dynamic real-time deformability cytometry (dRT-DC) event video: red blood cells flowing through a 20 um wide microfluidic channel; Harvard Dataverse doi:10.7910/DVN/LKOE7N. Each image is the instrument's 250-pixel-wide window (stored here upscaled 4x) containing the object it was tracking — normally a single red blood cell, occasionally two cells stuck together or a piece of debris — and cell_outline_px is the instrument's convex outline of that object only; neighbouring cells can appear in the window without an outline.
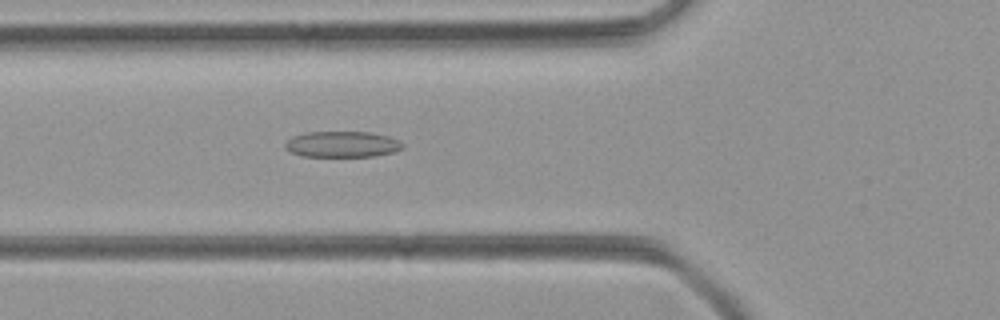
{"species": "common noctule bat (a hibernating species)", "species_latin": "Nyctalus noctula", "temperature_condition": "room temperature", "stored_images_in_passage": 39, "camera_frame_rate_fps": 3000, "um_per_image_px": 0.085, "animal": {"sex": "female", "body_mass_g": 21.9}, "frame": {"image": 1, "passage_image": 8, "time_ms": 2.333, "image_size_px": [1000, 320], "cell_outline_px": [[404, 148], [396, 152], [372, 156], [300, 156], [284, 148], [284, 144], [292, 136], [304, 132], [372, 132], [388, 136], [400, 140], [404, 144]], "centroid_in_image_um": [29.11, 12.26], "position_along_channel_um": 96.7, "area_um2": 17.98}}
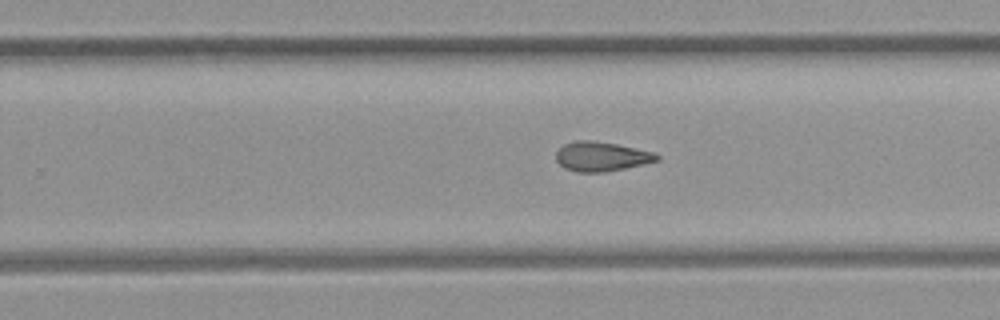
{"frame": {"image": 2, "passage_image": 21, "time_ms": 6.667, "image_size_px": [1000, 320], "cell_outline_px": [[660, 160], [624, 168], [604, 172], [576, 172], [564, 168], [556, 160], [556, 152], [564, 144], [576, 140], [592, 140], [616, 144], [636, 148], [652, 152], [660, 156]], "centroid_in_image_um": [51.09, 13.3], "position_along_channel_um": 278.7, "area_um2": 17.22}}
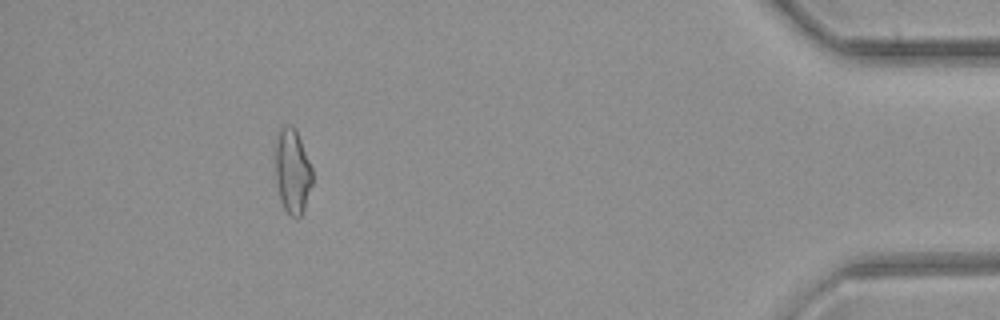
{"frame": {"image": 3, "passage_image": 35, "time_ms": 11.333, "image_size_px": [1000, 320], "cell_outline_px": [[312, 184], [304, 208], [300, 216], [296, 220], [284, 208], [280, 200], [276, 180], [276, 132], [284, 124], [292, 124], [296, 128], [312, 168]], "centroid_in_image_um": [24.85, 14.5], "position_along_channel_um": 410.3, "area_um2": 18.38}}